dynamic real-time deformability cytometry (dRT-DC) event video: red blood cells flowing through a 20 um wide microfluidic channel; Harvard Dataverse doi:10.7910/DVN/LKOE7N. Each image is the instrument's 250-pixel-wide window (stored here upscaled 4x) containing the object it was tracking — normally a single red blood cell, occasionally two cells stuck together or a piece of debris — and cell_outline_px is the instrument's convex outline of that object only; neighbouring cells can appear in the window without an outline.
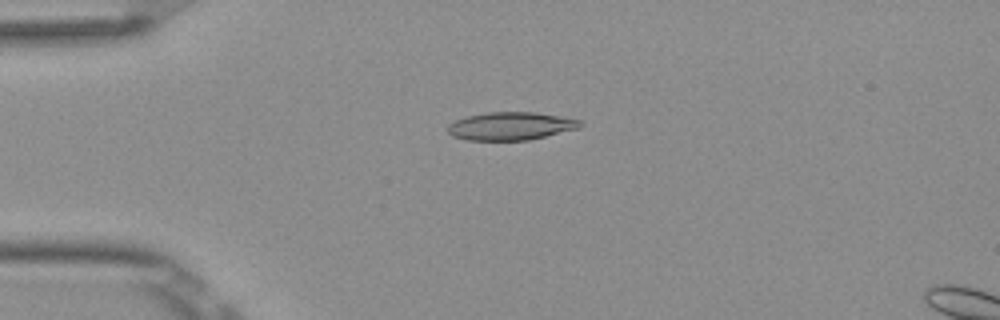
{"species": "Egyptian fruit bat (a non-hibernating species)", "species_latin": "Rousettus aegyptiacus", "temperature_condition": "room temperature", "stored_images_in_passage": 7, "camera_frame_rate_fps": 3000, "um_per_image_px": 0.085, "frame": {"image": 1, "passage_image": 3, "time_ms": 0.667, "image_size_px": [1000, 320], "cell_outline_px": [[584, 124], [580, 128], [528, 140], [468, 140], [452, 136], [444, 128], [448, 124], [456, 120], [468, 116], [488, 112], [536, 112], [560, 116], [580, 120]], "centroid_in_image_um": [43.4, 10.71], "position_along_channel_um": 41.6, "area_um2": 21.68}}